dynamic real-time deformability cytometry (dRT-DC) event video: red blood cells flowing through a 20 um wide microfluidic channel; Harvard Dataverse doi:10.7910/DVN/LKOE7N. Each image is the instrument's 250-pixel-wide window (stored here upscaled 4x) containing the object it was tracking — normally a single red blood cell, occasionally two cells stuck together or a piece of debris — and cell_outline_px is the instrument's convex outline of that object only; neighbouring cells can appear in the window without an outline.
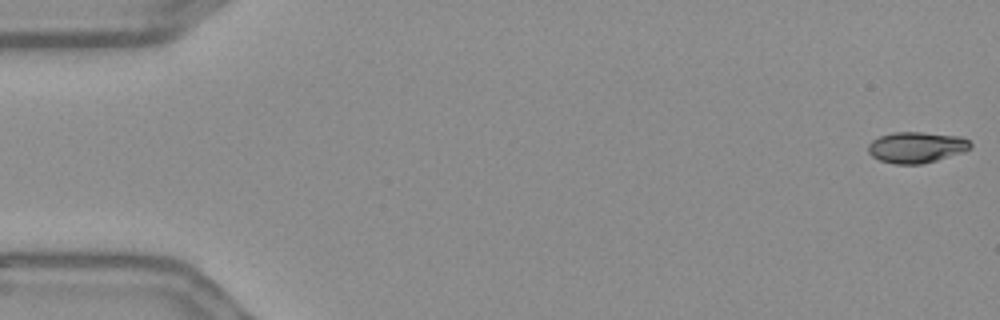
{"species": "Egyptian fruit bat (a non-hibernating species)", "species_latin": "Rousettus aegyptiacus", "temperature_condition": "warm", "stored_images_in_passage": 16, "camera_frame_rate_fps": 3000, "um_per_image_px": 0.085, "frame": {"image": 1, "passage_image": 1, "time_ms": 0.0, "image_size_px": [1000, 320], "cell_outline_px": [[972, 148], [964, 152], [936, 160], [920, 164], [896, 164], [880, 160], [872, 156], [868, 152], [868, 144], [872, 140], [880, 136], [892, 132], [924, 132], [964, 136], [972, 144]], "centroid_in_image_um": [77.93, 12.5], "position_along_channel_um": 7.1, "area_um2": 18.67}}
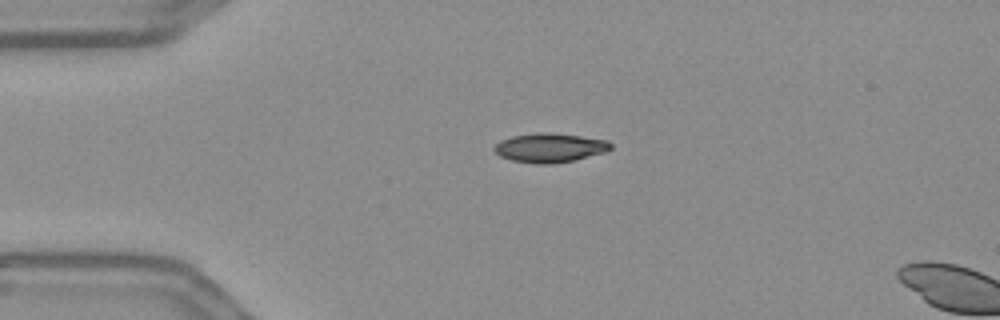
{"frame": {"image": 2, "passage_image": 13, "time_ms": 4.0, "image_size_px": [1000, 320], "cell_outline_px": [[612, 148], [608, 152], [576, 160], [552, 164], [536, 164], [512, 160], [500, 156], [492, 148], [500, 140], [512, 136], [536, 132], [548, 132], [580, 136], [608, 140], [612, 144]], "centroid_in_image_um": [46.76, 12.56], "position_along_channel_um": 38.2, "area_um2": 20.06}}